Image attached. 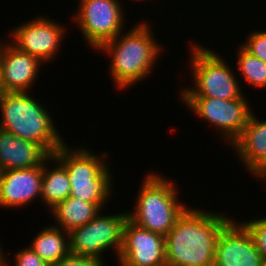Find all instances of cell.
Wrapping results in <instances>:
<instances>
[{
	"instance_id": "obj_1",
	"label": "cell",
	"mask_w": 266,
	"mask_h": 266,
	"mask_svg": "<svg viewBox=\"0 0 266 266\" xmlns=\"http://www.w3.org/2000/svg\"><path fill=\"white\" fill-rule=\"evenodd\" d=\"M232 220L217 211L189 207L165 236L167 266H214L221 230Z\"/></svg>"
},
{
	"instance_id": "obj_2",
	"label": "cell",
	"mask_w": 266,
	"mask_h": 266,
	"mask_svg": "<svg viewBox=\"0 0 266 266\" xmlns=\"http://www.w3.org/2000/svg\"><path fill=\"white\" fill-rule=\"evenodd\" d=\"M148 23L144 20L136 25L133 24L134 27L121 32L97 51V53L105 52L108 57L111 56L108 67L110 78L114 87L117 86V91L119 89L125 91L126 88L129 89L132 85L134 87V84L145 81L164 51L163 45L156 40Z\"/></svg>"
},
{
	"instance_id": "obj_3",
	"label": "cell",
	"mask_w": 266,
	"mask_h": 266,
	"mask_svg": "<svg viewBox=\"0 0 266 266\" xmlns=\"http://www.w3.org/2000/svg\"><path fill=\"white\" fill-rule=\"evenodd\" d=\"M31 95V91L0 95V129L38 144L51 156L66 141L45 104Z\"/></svg>"
},
{
	"instance_id": "obj_4",
	"label": "cell",
	"mask_w": 266,
	"mask_h": 266,
	"mask_svg": "<svg viewBox=\"0 0 266 266\" xmlns=\"http://www.w3.org/2000/svg\"><path fill=\"white\" fill-rule=\"evenodd\" d=\"M143 178L128 219L165 237L188 205L178 200L181 193L171 179L150 171Z\"/></svg>"
},
{
	"instance_id": "obj_5",
	"label": "cell",
	"mask_w": 266,
	"mask_h": 266,
	"mask_svg": "<svg viewBox=\"0 0 266 266\" xmlns=\"http://www.w3.org/2000/svg\"><path fill=\"white\" fill-rule=\"evenodd\" d=\"M70 146L65 142L53 154L68 172L69 196L87 203L106 204L114 193L112 172L106 163L108 152L98 155L95 150Z\"/></svg>"
},
{
	"instance_id": "obj_6",
	"label": "cell",
	"mask_w": 266,
	"mask_h": 266,
	"mask_svg": "<svg viewBox=\"0 0 266 266\" xmlns=\"http://www.w3.org/2000/svg\"><path fill=\"white\" fill-rule=\"evenodd\" d=\"M193 42V43H192ZM192 43V44H191ZM189 50L190 73H192V88L183 87L179 96H209L222 100H232L244 97L234 69L230 64L211 48L191 41ZM193 79V80H192ZM238 80V81H237Z\"/></svg>"
},
{
	"instance_id": "obj_7",
	"label": "cell",
	"mask_w": 266,
	"mask_h": 266,
	"mask_svg": "<svg viewBox=\"0 0 266 266\" xmlns=\"http://www.w3.org/2000/svg\"><path fill=\"white\" fill-rule=\"evenodd\" d=\"M98 213L86 225L71 229L69 250L71 254L94 257L105 263L106 251H116L118 258L123 246V229L128 219L127 211L122 213ZM104 253V255H103Z\"/></svg>"
},
{
	"instance_id": "obj_8",
	"label": "cell",
	"mask_w": 266,
	"mask_h": 266,
	"mask_svg": "<svg viewBox=\"0 0 266 266\" xmlns=\"http://www.w3.org/2000/svg\"><path fill=\"white\" fill-rule=\"evenodd\" d=\"M190 111L198 118L215 127L231 147L249 122L253 110L246 95L239 99L222 100L209 96H180Z\"/></svg>"
},
{
	"instance_id": "obj_9",
	"label": "cell",
	"mask_w": 266,
	"mask_h": 266,
	"mask_svg": "<svg viewBox=\"0 0 266 266\" xmlns=\"http://www.w3.org/2000/svg\"><path fill=\"white\" fill-rule=\"evenodd\" d=\"M78 1V10L74 15L72 13L71 22L76 23L77 29L82 33L84 41L88 42L87 45L91 46L90 48L98 51L106 42L123 32L126 22L122 1Z\"/></svg>"
},
{
	"instance_id": "obj_10",
	"label": "cell",
	"mask_w": 266,
	"mask_h": 266,
	"mask_svg": "<svg viewBox=\"0 0 266 266\" xmlns=\"http://www.w3.org/2000/svg\"><path fill=\"white\" fill-rule=\"evenodd\" d=\"M67 27L50 19L48 15H37L25 23L11 29L10 42L19 50L48 63L59 54Z\"/></svg>"
},
{
	"instance_id": "obj_11",
	"label": "cell",
	"mask_w": 266,
	"mask_h": 266,
	"mask_svg": "<svg viewBox=\"0 0 266 266\" xmlns=\"http://www.w3.org/2000/svg\"><path fill=\"white\" fill-rule=\"evenodd\" d=\"M117 262L119 266H167L165 237L127 219Z\"/></svg>"
},
{
	"instance_id": "obj_12",
	"label": "cell",
	"mask_w": 266,
	"mask_h": 266,
	"mask_svg": "<svg viewBox=\"0 0 266 266\" xmlns=\"http://www.w3.org/2000/svg\"><path fill=\"white\" fill-rule=\"evenodd\" d=\"M262 255L247 228L232 219L220 232L214 266H261Z\"/></svg>"
},
{
	"instance_id": "obj_13",
	"label": "cell",
	"mask_w": 266,
	"mask_h": 266,
	"mask_svg": "<svg viewBox=\"0 0 266 266\" xmlns=\"http://www.w3.org/2000/svg\"><path fill=\"white\" fill-rule=\"evenodd\" d=\"M0 57L1 85L4 92H29L43 63L19 50L7 39ZM30 89V90H29Z\"/></svg>"
},
{
	"instance_id": "obj_14",
	"label": "cell",
	"mask_w": 266,
	"mask_h": 266,
	"mask_svg": "<svg viewBox=\"0 0 266 266\" xmlns=\"http://www.w3.org/2000/svg\"><path fill=\"white\" fill-rule=\"evenodd\" d=\"M43 164L33 168L4 170L0 180V207L22 208L41 199Z\"/></svg>"
},
{
	"instance_id": "obj_15",
	"label": "cell",
	"mask_w": 266,
	"mask_h": 266,
	"mask_svg": "<svg viewBox=\"0 0 266 266\" xmlns=\"http://www.w3.org/2000/svg\"><path fill=\"white\" fill-rule=\"evenodd\" d=\"M231 146L245 165L244 169L259 181H266V119H259L252 113L241 135Z\"/></svg>"
},
{
	"instance_id": "obj_16",
	"label": "cell",
	"mask_w": 266,
	"mask_h": 266,
	"mask_svg": "<svg viewBox=\"0 0 266 266\" xmlns=\"http://www.w3.org/2000/svg\"><path fill=\"white\" fill-rule=\"evenodd\" d=\"M50 155L38 144L0 129L1 170L41 166Z\"/></svg>"
},
{
	"instance_id": "obj_17",
	"label": "cell",
	"mask_w": 266,
	"mask_h": 266,
	"mask_svg": "<svg viewBox=\"0 0 266 266\" xmlns=\"http://www.w3.org/2000/svg\"><path fill=\"white\" fill-rule=\"evenodd\" d=\"M105 207V204H92L69 196L48 210L55 220L54 226L70 231L86 225Z\"/></svg>"
},
{
	"instance_id": "obj_18",
	"label": "cell",
	"mask_w": 266,
	"mask_h": 266,
	"mask_svg": "<svg viewBox=\"0 0 266 266\" xmlns=\"http://www.w3.org/2000/svg\"><path fill=\"white\" fill-rule=\"evenodd\" d=\"M50 163H53V166L55 164V166H50ZM70 191L71 185L66 168L51 155L43 163L41 201L48 207L47 209L50 210L57 203L67 199L70 195Z\"/></svg>"
},
{
	"instance_id": "obj_19",
	"label": "cell",
	"mask_w": 266,
	"mask_h": 266,
	"mask_svg": "<svg viewBox=\"0 0 266 266\" xmlns=\"http://www.w3.org/2000/svg\"><path fill=\"white\" fill-rule=\"evenodd\" d=\"M50 266L69 253V233L57 226L48 225L34 236L28 245Z\"/></svg>"
},
{
	"instance_id": "obj_20",
	"label": "cell",
	"mask_w": 266,
	"mask_h": 266,
	"mask_svg": "<svg viewBox=\"0 0 266 266\" xmlns=\"http://www.w3.org/2000/svg\"><path fill=\"white\" fill-rule=\"evenodd\" d=\"M240 45V46H239ZM235 49V57L237 59L236 65H238L237 73L243 77L247 85H251L257 88L266 89V62L252 56L247 52L241 44Z\"/></svg>"
},
{
	"instance_id": "obj_21",
	"label": "cell",
	"mask_w": 266,
	"mask_h": 266,
	"mask_svg": "<svg viewBox=\"0 0 266 266\" xmlns=\"http://www.w3.org/2000/svg\"><path fill=\"white\" fill-rule=\"evenodd\" d=\"M241 46L252 56L266 62V29L252 30Z\"/></svg>"
},
{
	"instance_id": "obj_22",
	"label": "cell",
	"mask_w": 266,
	"mask_h": 266,
	"mask_svg": "<svg viewBox=\"0 0 266 266\" xmlns=\"http://www.w3.org/2000/svg\"><path fill=\"white\" fill-rule=\"evenodd\" d=\"M250 232L257 250L263 258L266 257V217L254 218V220L240 221Z\"/></svg>"
},
{
	"instance_id": "obj_23",
	"label": "cell",
	"mask_w": 266,
	"mask_h": 266,
	"mask_svg": "<svg viewBox=\"0 0 266 266\" xmlns=\"http://www.w3.org/2000/svg\"><path fill=\"white\" fill-rule=\"evenodd\" d=\"M17 253H14L13 266H50L42 260L30 246L21 247Z\"/></svg>"
},
{
	"instance_id": "obj_24",
	"label": "cell",
	"mask_w": 266,
	"mask_h": 266,
	"mask_svg": "<svg viewBox=\"0 0 266 266\" xmlns=\"http://www.w3.org/2000/svg\"><path fill=\"white\" fill-rule=\"evenodd\" d=\"M102 260L94 257L74 255L69 253L51 266H107Z\"/></svg>"
},
{
	"instance_id": "obj_25",
	"label": "cell",
	"mask_w": 266,
	"mask_h": 266,
	"mask_svg": "<svg viewBox=\"0 0 266 266\" xmlns=\"http://www.w3.org/2000/svg\"><path fill=\"white\" fill-rule=\"evenodd\" d=\"M5 253V250H3L0 244V266H10L9 264L11 261L8 260L7 255H4Z\"/></svg>"
},
{
	"instance_id": "obj_26",
	"label": "cell",
	"mask_w": 266,
	"mask_h": 266,
	"mask_svg": "<svg viewBox=\"0 0 266 266\" xmlns=\"http://www.w3.org/2000/svg\"><path fill=\"white\" fill-rule=\"evenodd\" d=\"M6 43H7L6 40H4V41L1 40L0 41V57H1V52H2V50H3V48H4V46H5Z\"/></svg>"
},
{
	"instance_id": "obj_27",
	"label": "cell",
	"mask_w": 266,
	"mask_h": 266,
	"mask_svg": "<svg viewBox=\"0 0 266 266\" xmlns=\"http://www.w3.org/2000/svg\"><path fill=\"white\" fill-rule=\"evenodd\" d=\"M261 266H266V257L265 258H262Z\"/></svg>"
},
{
	"instance_id": "obj_28",
	"label": "cell",
	"mask_w": 266,
	"mask_h": 266,
	"mask_svg": "<svg viewBox=\"0 0 266 266\" xmlns=\"http://www.w3.org/2000/svg\"><path fill=\"white\" fill-rule=\"evenodd\" d=\"M4 91H3V88H2V85H1V76H0V95L3 94Z\"/></svg>"
},
{
	"instance_id": "obj_29",
	"label": "cell",
	"mask_w": 266,
	"mask_h": 266,
	"mask_svg": "<svg viewBox=\"0 0 266 266\" xmlns=\"http://www.w3.org/2000/svg\"><path fill=\"white\" fill-rule=\"evenodd\" d=\"M1 174H2V170H1V167H0V180H1Z\"/></svg>"
}]
</instances>
